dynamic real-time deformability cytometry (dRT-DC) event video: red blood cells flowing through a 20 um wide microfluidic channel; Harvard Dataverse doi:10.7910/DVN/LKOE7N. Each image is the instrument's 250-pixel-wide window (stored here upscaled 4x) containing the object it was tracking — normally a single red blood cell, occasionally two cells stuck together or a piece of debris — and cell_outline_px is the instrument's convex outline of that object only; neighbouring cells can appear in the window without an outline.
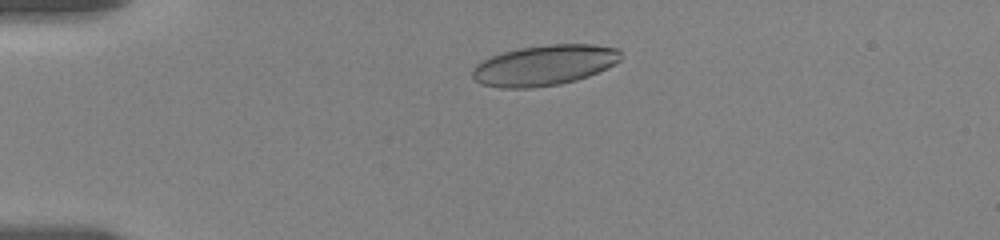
{"species": "human", "species_latin": "Homo sapiens", "temperature_condition": "room temperature", "stored_images_in_passage": 14, "camera_frame_rate_fps": 3000, "um_per_image_px": 0.085, "donor": {"sex": "female"}, "frame": {"image": 1, "passage_image": 5, "time_ms": 2.667, "image_size_px": [1000, 240], "cell_outline_px": [[620, 60], [588, 76], [576, 80], [560, 84], [532, 88], [500, 88], [484, 84], [476, 80], [472, 76], [472, 68], [476, 64], [492, 56], [504, 52], [520, 48], [548, 44], [592, 44], [620, 48]], "centroid_in_image_um": [46.26, 5.54], "position_along_channel_um": 38.7, "area_um2": 34.74}}
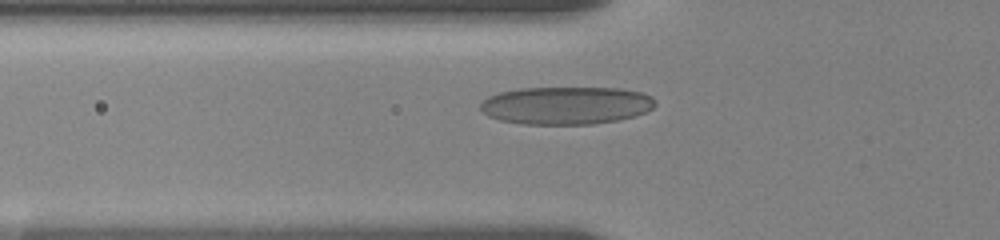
{"frame": {"image": 2, "passage_image": 10, "time_ms": 5.0, "image_size_px": [1000, 240], "cell_outline_px": [[656, 104], [652, 108], [636, 116], [616, 120], [592, 124], [524, 124], [500, 120], [488, 116], [480, 108], [480, 104], [488, 96], [500, 92], [520, 88], [620, 88], [640, 92], [652, 96], [656, 100]], "centroid_in_image_um": [48.13, 8.96], "position_along_channel_um": 77.7, "area_um2": 38.49}}
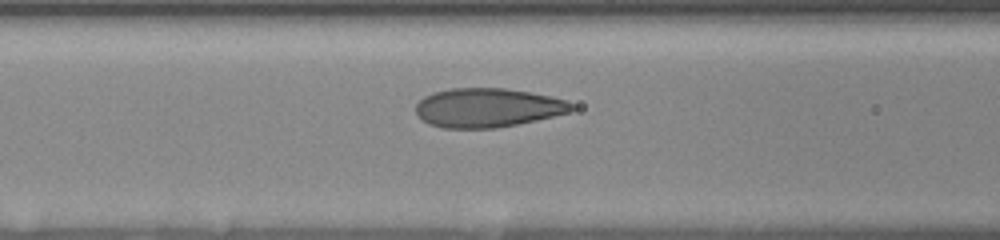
{"frame": {"image": 3, "passage_image": 13, "time_ms": 6.333, "image_size_px": [1000, 240], "cell_outline_px": [[576, 108], [572, 112], [536, 120], [496, 128], [444, 128], [428, 124], [416, 112], [416, 104], [424, 96], [432, 92], [452, 88], [504, 88], [552, 96], [568, 100]], "centroid_in_image_um": [41.48, 9.15], "position_along_channel_um": 125.1, "area_um2": 35.55}}